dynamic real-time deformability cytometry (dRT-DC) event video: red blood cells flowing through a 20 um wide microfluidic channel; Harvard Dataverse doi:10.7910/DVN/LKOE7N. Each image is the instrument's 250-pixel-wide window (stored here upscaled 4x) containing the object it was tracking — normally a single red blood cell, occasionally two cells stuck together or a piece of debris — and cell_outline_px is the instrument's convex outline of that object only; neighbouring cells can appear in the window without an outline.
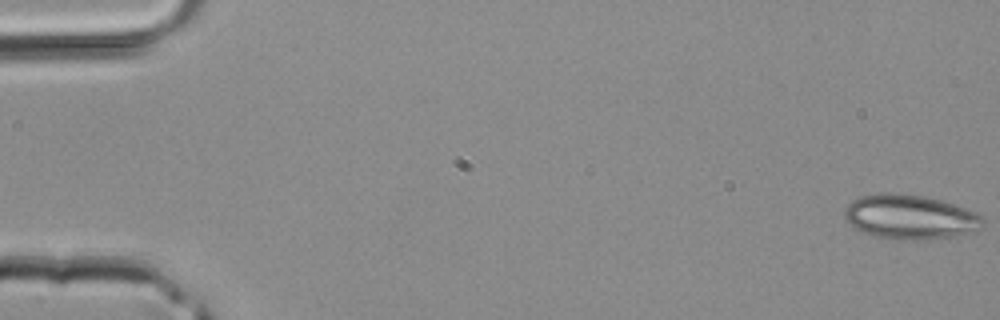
{"species": "common noctule bat (a hibernating species)", "species_latin": "Nyctalus noctula", "temperature_condition": "room temperature", "stored_images_in_passage": 44, "segment_of_instrument_passage": [1, 2], "camera_frame_rate_fps": 3000, "um_per_image_px": 0.085, "animal": {"sex": "male", "body_mass_g": 20.4}, "frame": {"image": 1, "passage_image": 1, "time_ms": 0.0, "image_size_px": [1000, 320], "cell_outline_px": [[984, 224], [972, 232], [956, 236], [928, 240], [904, 240], [876, 236], [860, 232], [852, 228], [844, 216], [844, 208], [852, 200], [860, 196], [884, 192], [892, 192], [924, 196], [940, 200], [980, 212], [984, 220]], "centroid_in_image_um": [77.35, 18.44], "position_along_channel_um": 7.6, "area_um2": 36.41}}
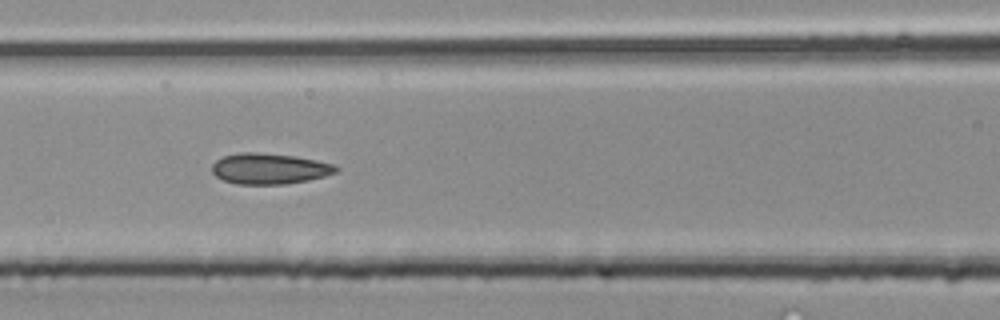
{"frame": {"image": 2, "passage_image": 19, "time_ms": 6.0, "image_size_px": [1000, 320], "cell_outline_px": [[340, 168], [336, 172], [324, 176], [308, 180], [284, 184], [236, 184], [224, 180], [216, 176], [212, 172], [212, 164], [216, 160], [224, 156], [240, 152], [256, 152], [296, 156], [336, 164]], "centroid_in_image_um": [22.91, 14.33], "position_along_channel_um": 143.7, "area_um2": 22.31}}
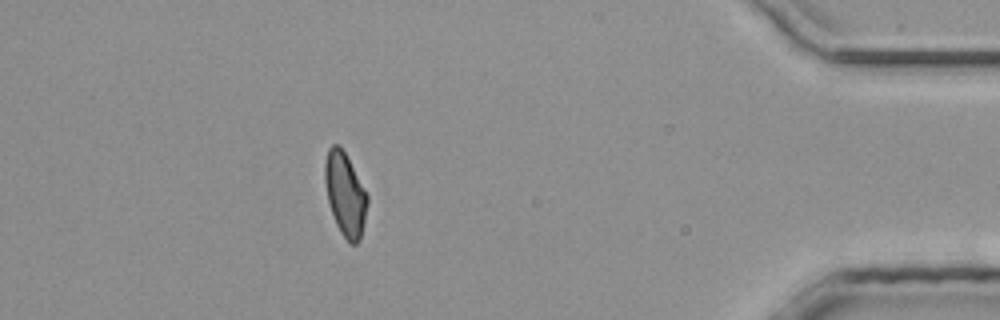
{"frame": {"image": 3, "passage_image": 38, "time_ms": 12.333, "image_size_px": [1000, 320], "cell_outline_px": [[368, 204], [360, 236], [356, 244], [348, 244], [340, 232], [336, 224], [328, 204], [324, 180], [324, 164], [328, 148], [332, 144], [340, 144], [364, 188], [368, 196]], "centroid_in_image_um": [29.31, 16.5], "position_along_channel_um": 405.9, "area_um2": 20.63}}